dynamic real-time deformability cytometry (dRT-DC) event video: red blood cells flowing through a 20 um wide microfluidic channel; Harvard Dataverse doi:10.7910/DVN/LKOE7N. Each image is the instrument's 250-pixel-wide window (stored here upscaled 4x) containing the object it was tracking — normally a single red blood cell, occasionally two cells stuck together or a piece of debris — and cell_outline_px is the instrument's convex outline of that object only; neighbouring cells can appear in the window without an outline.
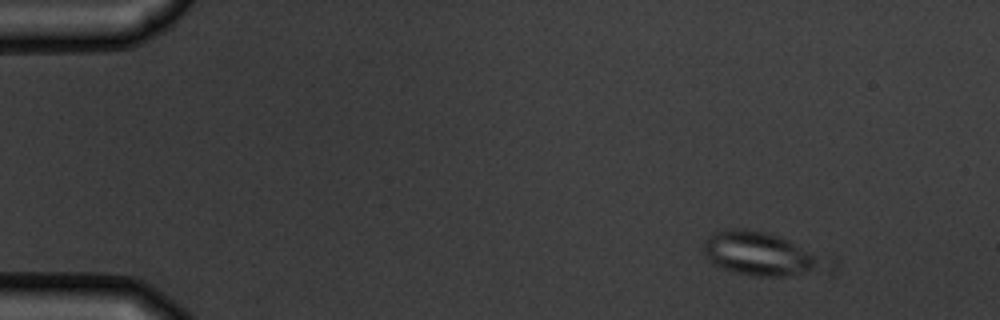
{"species": "common noctule bat (a hibernating species)", "species_latin": "Nyctalus noctula", "temperature_condition": "warm", "stored_images_in_passage": 5, "camera_frame_rate_fps": 3000, "um_per_image_px": 0.085, "animal": {"sex": "male", "body_mass_g": 19.5, "forearm_length_mm": 54.6}, "frame": {"image": 1, "passage_image": 1, "time_ms": 0.0, "image_size_px": [1000, 320], "cell_outline_px": [[836, 260], [832, 272], [784, 276], [748, 276], [732, 272], [708, 260], [704, 252], [704, 240], [708, 236], [724, 228], [744, 228], [768, 232], [780, 236]], "centroid_in_image_um": [64.87, 21.61], "position_along_channel_um": 20.1, "area_um2": 32.54}}